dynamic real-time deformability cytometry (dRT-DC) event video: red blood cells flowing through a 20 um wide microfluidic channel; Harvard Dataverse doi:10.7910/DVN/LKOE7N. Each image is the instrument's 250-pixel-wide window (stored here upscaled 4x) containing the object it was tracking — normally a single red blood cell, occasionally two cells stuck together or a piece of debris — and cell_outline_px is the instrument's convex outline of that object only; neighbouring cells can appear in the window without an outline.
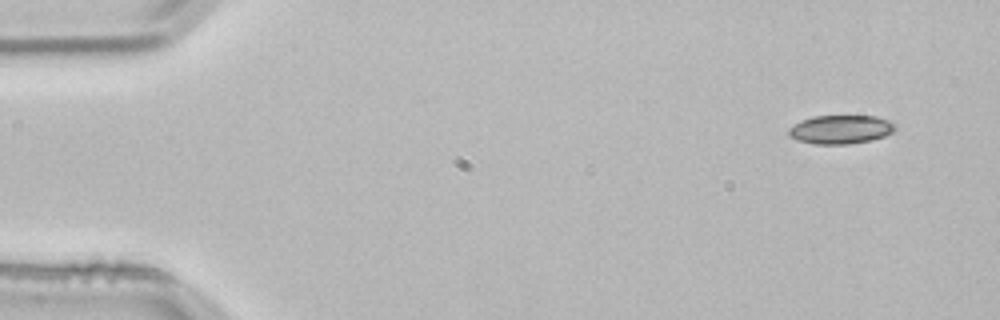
{"species": "common noctule bat (a hibernating species)", "species_latin": "Nyctalus noctula", "temperature_condition": "room temperature", "stored_images_in_passage": 4, "camera_frame_rate_fps": 3000, "um_per_image_px": 0.085, "animal": {"sex": "male", "body_mass_g": 21.5, "forearm_length_mm": 52.0}, "frame": {"image": 1, "passage_image": 1, "time_ms": 0.0, "image_size_px": [1000, 320], "cell_outline_px": [[896, 128], [892, 132], [884, 136], [872, 140], [848, 144], [812, 144], [796, 140], [788, 132], [788, 128], [800, 120], [812, 116], [876, 116], [888, 120], [896, 124]], "centroid_in_image_um": [71.45, 11.0], "position_along_channel_um": 13.6, "area_um2": 17.92}}
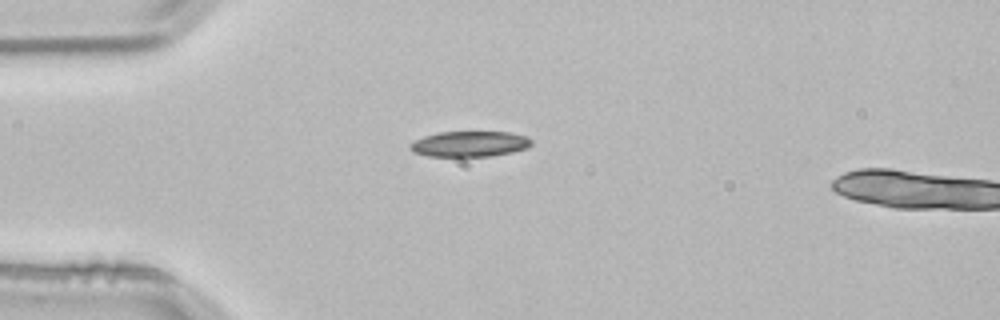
{"frame": {"image": 2, "passage_image": 3, "time_ms": 0.667, "image_size_px": [1000, 320], "cell_outline_px": [[532, 144], [528, 148], [512, 152], [492, 156], [428, 156], [412, 152], [408, 148], [408, 144], [424, 136], [440, 132], [508, 132], [528, 136], [532, 140]], "centroid_in_image_um": [39.93, 12.23], "position_along_channel_um": 45.1, "area_um2": 18.21}}